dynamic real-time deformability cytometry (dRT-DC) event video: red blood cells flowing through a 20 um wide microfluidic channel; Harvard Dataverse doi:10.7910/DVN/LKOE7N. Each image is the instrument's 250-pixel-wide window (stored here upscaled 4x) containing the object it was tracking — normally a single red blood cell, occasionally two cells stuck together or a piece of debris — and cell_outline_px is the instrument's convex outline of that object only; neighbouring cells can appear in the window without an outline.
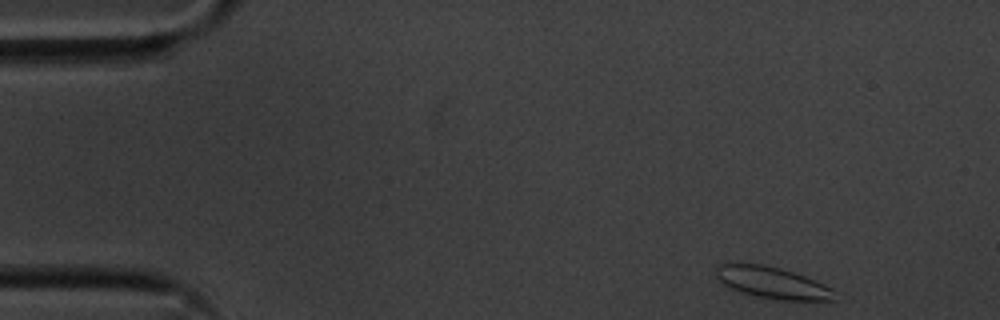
{"species": "common noctule bat (a hibernating species)", "species_latin": "Nyctalus noctula", "temperature_condition": "cold", "stored_images_in_passage": 52, "camera_frame_rate_fps": 3000, "um_per_image_px": 0.085, "animal": {"sex": "male", "body_mass_g": 20.1, "forearm_length_mm": 53.5}, "frame": {"image": 1, "passage_image": 1, "time_ms": 0.0, "image_size_px": [1000, 320], "cell_outline_px": [[836, 300], [780, 300], [756, 296], [728, 288], [716, 280], [716, 264], [720, 260], [764, 264], [780, 268], [816, 280], [832, 288]], "centroid_in_image_um": [65.51, 23.98], "position_along_channel_um": 19.5, "area_um2": 22.54}}
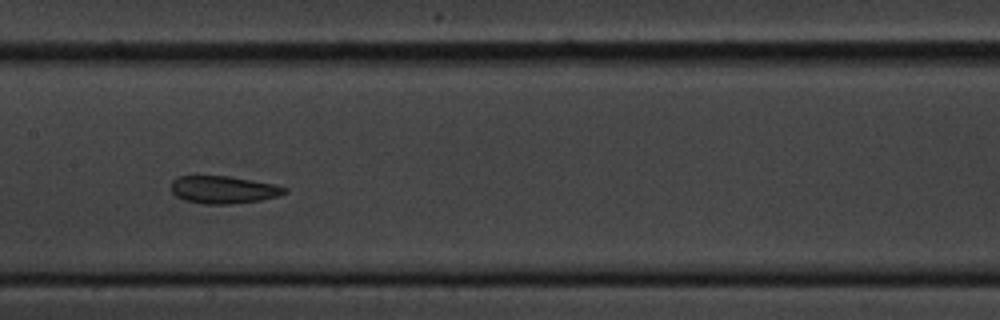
{"frame": {"image": 2, "passage_image": 23, "time_ms": 7.333, "image_size_px": [1000, 320], "cell_outline_px": [[288, 192], [280, 196], [260, 200], [228, 204], [204, 204], [184, 200], [176, 196], [172, 192], [172, 180], [176, 176], [228, 176], [276, 184], [288, 188]], "centroid_in_image_um": [19.02, 16.12], "position_along_channel_um": 188.4, "area_um2": 18.32}}
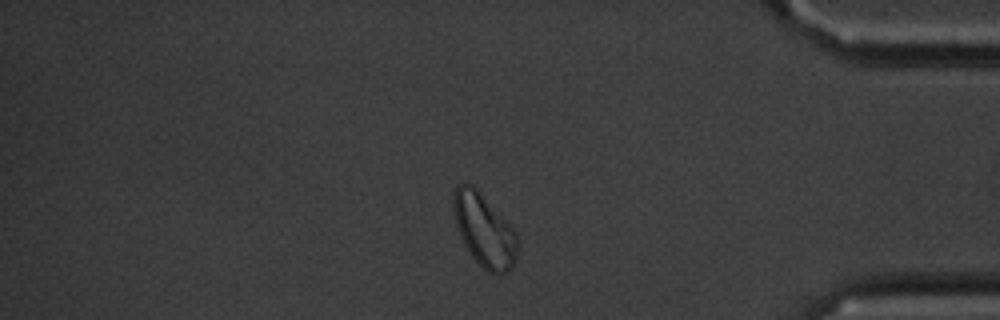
{"frame": {"image": 3, "passage_image": 43, "time_ms": 14.0, "image_size_px": [1000, 320], "cell_outline_px": [[516, 260], [508, 272], [496, 276], [492, 276], [472, 256], [464, 244], [456, 224], [452, 208], [452, 192], [460, 184], [472, 184], [476, 188], [516, 232]], "centroid_in_image_um": [41.13, 19.59], "position_along_channel_um": 394.1, "area_um2": 26.88}, "authors_computed_cell_mechanics": {"area_um2": 19.941, "velocity_mm_per_s": 3.4998, "shape_relaxation_time_tau1_ms": null, "shape_relaxation_time_tau2_ms": 3.8587, "deformation_change_tau1": null, "deformation_change_tau2": 0.0503}}